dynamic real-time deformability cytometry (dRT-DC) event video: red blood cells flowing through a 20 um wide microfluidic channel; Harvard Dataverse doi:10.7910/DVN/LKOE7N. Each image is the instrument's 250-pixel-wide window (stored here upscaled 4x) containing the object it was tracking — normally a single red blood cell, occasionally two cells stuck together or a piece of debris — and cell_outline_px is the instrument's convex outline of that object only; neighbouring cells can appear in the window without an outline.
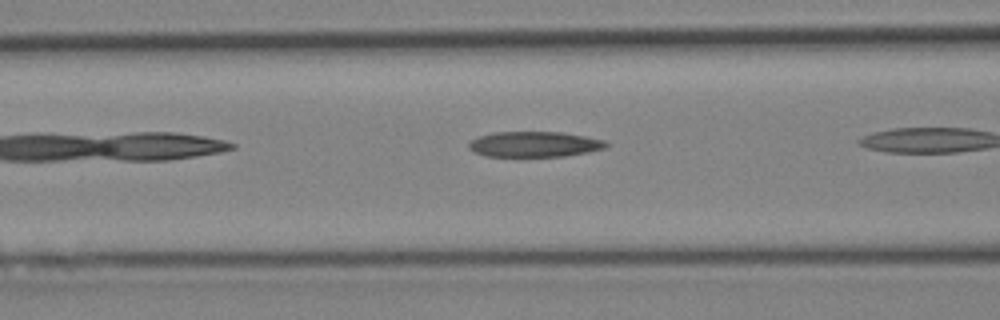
{"species": "Egyptian fruit bat (a non-hibernating species)", "species_latin": "Rousettus aegyptiacus", "temperature_condition": "cold", "stored_images_in_passage": 11, "camera_frame_rate_fps": 3000, "um_per_image_px": 0.085, "animal": {"sex": "female"}, "frame": {"image": 1, "passage_image": 5, "time_ms": 1.333, "image_size_px": [1000, 320], "cell_outline_px": [[608, 144], [604, 148], [588, 152], [564, 156], [484, 156], [468, 148], [468, 144], [472, 140], [480, 136], [496, 132], [564, 132], [604, 140]], "centroid_in_image_um": [45.43, 12.26], "position_along_channel_um": 121.2, "area_um2": 20.17}}